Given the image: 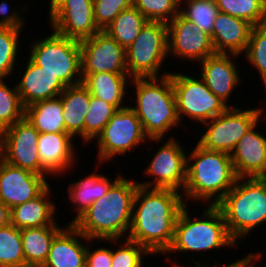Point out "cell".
I'll use <instances>...</instances> for the list:
<instances>
[{"mask_svg": "<svg viewBox=\"0 0 266 267\" xmlns=\"http://www.w3.org/2000/svg\"><path fill=\"white\" fill-rule=\"evenodd\" d=\"M185 205L179 191L138 186L127 239L152 255L164 256L172 245L175 223Z\"/></svg>", "mask_w": 266, "mask_h": 267, "instance_id": "6da1fadb", "label": "cell"}, {"mask_svg": "<svg viewBox=\"0 0 266 267\" xmlns=\"http://www.w3.org/2000/svg\"><path fill=\"white\" fill-rule=\"evenodd\" d=\"M124 174L72 224L91 240L127 239L139 184Z\"/></svg>", "mask_w": 266, "mask_h": 267, "instance_id": "7a4b0ae2", "label": "cell"}, {"mask_svg": "<svg viewBox=\"0 0 266 267\" xmlns=\"http://www.w3.org/2000/svg\"><path fill=\"white\" fill-rule=\"evenodd\" d=\"M193 148L187 153L184 202L216 206L238 179L232 159L228 153L204 149L197 142Z\"/></svg>", "mask_w": 266, "mask_h": 267, "instance_id": "3957f363", "label": "cell"}, {"mask_svg": "<svg viewBox=\"0 0 266 267\" xmlns=\"http://www.w3.org/2000/svg\"><path fill=\"white\" fill-rule=\"evenodd\" d=\"M205 208L201 214L199 213V216L190 214L189 211H193L190 204L181 209L175 223L172 245L164 254L167 255L165 258L170 263L172 262L173 267H178L179 264L174 258L172 260L169 257V254L172 256V253H185V256L192 252L207 256L206 253L211 250L214 252V250L222 248L223 250L224 248H239L228 232L221 210L217 206L207 205Z\"/></svg>", "mask_w": 266, "mask_h": 267, "instance_id": "277c9868", "label": "cell"}, {"mask_svg": "<svg viewBox=\"0 0 266 267\" xmlns=\"http://www.w3.org/2000/svg\"><path fill=\"white\" fill-rule=\"evenodd\" d=\"M130 86L135 87V97L131 94L129 98L135 100L132 101L134 105L131 102L129 107L149 138H166L173 127L178 131L182 124L177 113L171 72L162 77L133 78Z\"/></svg>", "mask_w": 266, "mask_h": 267, "instance_id": "5b68a950", "label": "cell"}, {"mask_svg": "<svg viewBox=\"0 0 266 267\" xmlns=\"http://www.w3.org/2000/svg\"><path fill=\"white\" fill-rule=\"evenodd\" d=\"M216 206L233 240L244 243L254 229L266 224V183L261 177L238 178Z\"/></svg>", "mask_w": 266, "mask_h": 267, "instance_id": "8992f818", "label": "cell"}, {"mask_svg": "<svg viewBox=\"0 0 266 267\" xmlns=\"http://www.w3.org/2000/svg\"><path fill=\"white\" fill-rule=\"evenodd\" d=\"M44 38L32 40L28 57L56 76L66 87L83 82L80 41L62 36L53 29Z\"/></svg>", "mask_w": 266, "mask_h": 267, "instance_id": "52a82bcc", "label": "cell"}, {"mask_svg": "<svg viewBox=\"0 0 266 267\" xmlns=\"http://www.w3.org/2000/svg\"><path fill=\"white\" fill-rule=\"evenodd\" d=\"M168 58L167 24L148 21L126 49L128 75L132 79L168 75L171 71L162 72Z\"/></svg>", "mask_w": 266, "mask_h": 267, "instance_id": "ba28073f", "label": "cell"}, {"mask_svg": "<svg viewBox=\"0 0 266 267\" xmlns=\"http://www.w3.org/2000/svg\"><path fill=\"white\" fill-rule=\"evenodd\" d=\"M244 107H229L224 113L203 123L204 132L199 131L201 137L197 144L207 150L231 154L240 138L265 118L263 105Z\"/></svg>", "mask_w": 266, "mask_h": 267, "instance_id": "9c48e42d", "label": "cell"}, {"mask_svg": "<svg viewBox=\"0 0 266 267\" xmlns=\"http://www.w3.org/2000/svg\"><path fill=\"white\" fill-rule=\"evenodd\" d=\"M192 74L171 71V82L180 122H185L182 121L185 117L200 126L224 113L229 106L214 95L200 77Z\"/></svg>", "mask_w": 266, "mask_h": 267, "instance_id": "30bf717a", "label": "cell"}, {"mask_svg": "<svg viewBox=\"0 0 266 267\" xmlns=\"http://www.w3.org/2000/svg\"><path fill=\"white\" fill-rule=\"evenodd\" d=\"M169 135L172 137L149 138L147 144L151 143L150 146L153 145L152 142L160 144L144 169L145 178L152 179H142L137 183L146 188L173 189L182 193L186 183L187 152L180 140L172 133Z\"/></svg>", "mask_w": 266, "mask_h": 267, "instance_id": "8fae6325", "label": "cell"}, {"mask_svg": "<svg viewBox=\"0 0 266 267\" xmlns=\"http://www.w3.org/2000/svg\"><path fill=\"white\" fill-rule=\"evenodd\" d=\"M148 140L135 112L129 106L119 109L93 142L97 144L96 162L105 164L118 155L121 157L132 153L133 149H139Z\"/></svg>", "mask_w": 266, "mask_h": 267, "instance_id": "7c38bea8", "label": "cell"}, {"mask_svg": "<svg viewBox=\"0 0 266 267\" xmlns=\"http://www.w3.org/2000/svg\"><path fill=\"white\" fill-rule=\"evenodd\" d=\"M168 57L199 63L216 53L212 38L181 13L167 24Z\"/></svg>", "mask_w": 266, "mask_h": 267, "instance_id": "4fadbf2b", "label": "cell"}, {"mask_svg": "<svg viewBox=\"0 0 266 267\" xmlns=\"http://www.w3.org/2000/svg\"><path fill=\"white\" fill-rule=\"evenodd\" d=\"M81 75L84 80L89 74H128L126 49L106 32L100 31L90 38L80 41Z\"/></svg>", "mask_w": 266, "mask_h": 267, "instance_id": "5bb4252c", "label": "cell"}, {"mask_svg": "<svg viewBox=\"0 0 266 267\" xmlns=\"http://www.w3.org/2000/svg\"><path fill=\"white\" fill-rule=\"evenodd\" d=\"M3 161L41 175V163L38 153L39 132L24 117L3 130Z\"/></svg>", "mask_w": 266, "mask_h": 267, "instance_id": "9a60e30c", "label": "cell"}, {"mask_svg": "<svg viewBox=\"0 0 266 267\" xmlns=\"http://www.w3.org/2000/svg\"><path fill=\"white\" fill-rule=\"evenodd\" d=\"M47 18L49 29L77 41L101 31L94 20L93 0H64Z\"/></svg>", "mask_w": 266, "mask_h": 267, "instance_id": "2e32d148", "label": "cell"}, {"mask_svg": "<svg viewBox=\"0 0 266 267\" xmlns=\"http://www.w3.org/2000/svg\"><path fill=\"white\" fill-rule=\"evenodd\" d=\"M239 55L215 53L198 63V69H201L198 75L209 90L225 102L229 107H236V104H230L229 101L235 88L242 83L241 73L238 61ZM235 58V59H234Z\"/></svg>", "mask_w": 266, "mask_h": 267, "instance_id": "e0dca14e", "label": "cell"}, {"mask_svg": "<svg viewBox=\"0 0 266 267\" xmlns=\"http://www.w3.org/2000/svg\"><path fill=\"white\" fill-rule=\"evenodd\" d=\"M49 185L48 176L0 162V200L9 209L34 199Z\"/></svg>", "mask_w": 266, "mask_h": 267, "instance_id": "ac0fdd59", "label": "cell"}, {"mask_svg": "<svg viewBox=\"0 0 266 267\" xmlns=\"http://www.w3.org/2000/svg\"><path fill=\"white\" fill-rule=\"evenodd\" d=\"M73 139L68 133L39 134L37 148L41 163V175L50 177L53 175L55 178V176L58 177V174L63 177L66 173L74 172L75 164L81 158H76L78 157V148Z\"/></svg>", "mask_w": 266, "mask_h": 267, "instance_id": "d6986e66", "label": "cell"}, {"mask_svg": "<svg viewBox=\"0 0 266 267\" xmlns=\"http://www.w3.org/2000/svg\"><path fill=\"white\" fill-rule=\"evenodd\" d=\"M260 123L262 125L263 122L260 120L240 138L230 154L238 178L262 177L266 174V136L257 129Z\"/></svg>", "mask_w": 266, "mask_h": 267, "instance_id": "ffe728a7", "label": "cell"}, {"mask_svg": "<svg viewBox=\"0 0 266 267\" xmlns=\"http://www.w3.org/2000/svg\"><path fill=\"white\" fill-rule=\"evenodd\" d=\"M27 60V61H25ZM24 72L16 83L23 106L60 96L66 86L53 74L42 70L29 57L24 59Z\"/></svg>", "mask_w": 266, "mask_h": 267, "instance_id": "44dd1931", "label": "cell"}, {"mask_svg": "<svg viewBox=\"0 0 266 267\" xmlns=\"http://www.w3.org/2000/svg\"><path fill=\"white\" fill-rule=\"evenodd\" d=\"M88 241L73 224L67 223L55 236L42 267H86Z\"/></svg>", "mask_w": 266, "mask_h": 267, "instance_id": "7402d4cb", "label": "cell"}, {"mask_svg": "<svg viewBox=\"0 0 266 267\" xmlns=\"http://www.w3.org/2000/svg\"><path fill=\"white\" fill-rule=\"evenodd\" d=\"M97 166L99 167H96V170L93 169L90 174H85L80 177L82 179L72 181L67 186L68 201L72 205L70 208H73V213L75 212L69 224H72L94 201L105 195L109 188L123 175L119 170L116 177L112 179L98 171L103 166L102 163H98Z\"/></svg>", "mask_w": 266, "mask_h": 267, "instance_id": "603a6c76", "label": "cell"}, {"mask_svg": "<svg viewBox=\"0 0 266 267\" xmlns=\"http://www.w3.org/2000/svg\"><path fill=\"white\" fill-rule=\"evenodd\" d=\"M253 26L242 19L219 12L212 30V42L216 53L242 56Z\"/></svg>", "mask_w": 266, "mask_h": 267, "instance_id": "cb8c5ba5", "label": "cell"}, {"mask_svg": "<svg viewBox=\"0 0 266 267\" xmlns=\"http://www.w3.org/2000/svg\"><path fill=\"white\" fill-rule=\"evenodd\" d=\"M51 186L50 184L34 199L10 209V223L20 230L47 225H60L61 223L57 222L55 217L59 209L56 207L55 200L52 199L54 195L51 193L53 191V186Z\"/></svg>", "mask_w": 266, "mask_h": 267, "instance_id": "d4e9b609", "label": "cell"}, {"mask_svg": "<svg viewBox=\"0 0 266 267\" xmlns=\"http://www.w3.org/2000/svg\"><path fill=\"white\" fill-rule=\"evenodd\" d=\"M131 79L128 74L106 72L89 74L82 83L92 96L102 99L119 110L129 106L128 86Z\"/></svg>", "mask_w": 266, "mask_h": 267, "instance_id": "484cf974", "label": "cell"}, {"mask_svg": "<svg viewBox=\"0 0 266 267\" xmlns=\"http://www.w3.org/2000/svg\"><path fill=\"white\" fill-rule=\"evenodd\" d=\"M60 96L66 133L74 140L81 138L84 144V121L89 111L91 93L83 83H80L66 87Z\"/></svg>", "mask_w": 266, "mask_h": 267, "instance_id": "4316f807", "label": "cell"}, {"mask_svg": "<svg viewBox=\"0 0 266 267\" xmlns=\"http://www.w3.org/2000/svg\"><path fill=\"white\" fill-rule=\"evenodd\" d=\"M47 225L21 229L25 267H42L55 236L65 227Z\"/></svg>", "mask_w": 266, "mask_h": 267, "instance_id": "83f0119b", "label": "cell"}, {"mask_svg": "<svg viewBox=\"0 0 266 267\" xmlns=\"http://www.w3.org/2000/svg\"><path fill=\"white\" fill-rule=\"evenodd\" d=\"M61 96L35 102L25 108V117L39 133H66Z\"/></svg>", "mask_w": 266, "mask_h": 267, "instance_id": "f1b7e54d", "label": "cell"}, {"mask_svg": "<svg viewBox=\"0 0 266 267\" xmlns=\"http://www.w3.org/2000/svg\"><path fill=\"white\" fill-rule=\"evenodd\" d=\"M147 22L148 20L132 6L123 10L103 31L127 49Z\"/></svg>", "mask_w": 266, "mask_h": 267, "instance_id": "f546056e", "label": "cell"}, {"mask_svg": "<svg viewBox=\"0 0 266 267\" xmlns=\"http://www.w3.org/2000/svg\"><path fill=\"white\" fill-rule=\"evenodd\" d=\"M24 30L0 27V79L10 80L18 68V60L21 53V33ZM20 41V42H19ZM20 51V53H19ZM16 67V68H15Z\"/></svg>", "mask_w": 266, "mask_h": 267, "instance_id": "4dcf8cb0", "label": "cell"}, {"mask_svg": "<svg viewBox=\"0 0 266 267\" xmlns=\"http://www.w3.org/2000/svg\"><path fill=\"white\" fill-rule=\"evenodd\" d=\"M220 12L249 22L252 26L266 23V0H215Z\"/></svg>", "mask_w": 266, "mask_h": 267, "instance_id": "1f68e13d", "label": "cell"}, {"mask_svg": "<svg viewBox=\"0 0 266 267\" xmlns=\"http://www.w3.org/2000/svg\"><path fill=\"white\" fill-rule=\"evenodd\" d=\"M116 111L113 105L91 95L89 111L84 121V146L93 144Z\"/></svg>", "mask_w": 266, "mask_h": 267, "instance_id": "d6a6232c", "label": "cell"}, {"mask_svg": "<svg viewBox=\"0 0 266 267\" xmlns=\"http://www.w3.org/2000/svg\"><path fill=\"white\" fill-rule=\"evenodd\" d=\"M215 0H181L180 13L210 36L219 13Z\"/></svg>", "mask_w": 266, "mask_h": 267, "instance_id": "836d02e7", "label": "cell"}, {"mask_svg": "<svg viewBox=\"0 0 266 267\" xmlns=\"http://www.w3.org/2000/svg\"><path fill=\"white\" fill-rule=\"evenodd\" d=\"M0 267H25L21 230L11 223L0 229Z\"/></svg>", "mask_w": 266, "mask_h": 267, "instance_id": "e575fe53", "label": "cell"}, {"mask_svg": "<svg viewBox=\"0 0 266 267\" xmlns=\"http://www.w3.org/2000/svg\"><path fill=\"white\" fill-rule=\"evenodd\" d=\"M12 84L14 87L9 82H5V79H0V129L2 130L25 117V107L17 86Z\"/></svg>", "mask_w": 266, "mask_h": 267, "instance_id": "d590c367", "label": "cell"}, {"mask_svg": "<svg viewBox=\"0 0 266 267\" xmlns=\"http://www.w3.org/2000/svg\"><path fill=\"white\" fill-rule=\"evenodd\" d=\"M110 243L112 247V264L111 267H143L144 262L152 254L143 246H140L137 242L130 241L128 239L117 240H99V242ZM145 258V259H144Z\"/></svg>", "mask_w": 266, "mask_h": 267, "instance_id": "8d00e7d4", "label": "cell"}, {"mask_svg": "<svg viewBox=\"0 0 266 267\" xmlns=\"http://www.w3.org/2000/svg\"><path fill=\"white\" fill-rule=\"evenodd\" d=\"M242 55L256 69L266 89V23L253 26L249 43Z\"/></svg>", "mask_w": 266, "mask_h": 267, "instance_id": "74e56055", "label": "cell"}, {"mask_svg": "<svg viewBox=\"0 0 266 267\" xmlns=\"http://www.w3.org/2000/svg\"><path fill=\"white\" fill-rule=\"evenodd\" d=\"M133 6L148 21L165 24L180 13V0H133Z\"/></svg>", "mask_w": 266, "mask_h": 267, "instance_id": "f35d334b", "label": "cell"}, {"mask_svg": "<svg viewBox=\"0 0 266 267\" xmlns=\"http://www.w3.org/2000/svg\"><path fill=\"white\" fill-rule=\"evenodd\" d=\"M133 6V0H93L94 20L103 31L123 11Z\"/></svg>", "mask_w": 266, "mask_h": 267, "instance_id": "ab89813d", "label": "cell"}, {"mask_svg": "<svg viewBox=\"0 0 266 267\" xmlns=\"http://www.w3.org/2000/svg\"><path fill=\"white\" fill-rule=\"evenodd\" d=\"M8 0H1L0 1V27H10L15 29L23 30L25 29L26 19L23 17L26 13V9L28 4L25 3L24 7H20L19 9H13L9 4ZM27 5V7H25ZM18 10V11H17Z\"/></svg>", "mask_w": 266, "mask_h": 267, "instance_id": "60d3db41", "label": "cell"}, {"mask_svg": "<svg viewBox=\"0 0 266 267\" xmlns=\"http://www.w3.org/2000/svg\"><path fill=\"white\" fill-rule=\"evenodd\" d=\"M99 240L89 239L86 250V267H111L112 264V246L111 248L99 247L94 249L91 244L98 243ZM93 248V249H92Z\"/></svg>", "mask_w": 266, "mask_h": 267, "instance_id": "b9f144b4", "label": "cell"}, {"mask_svg": "<svg viewBox=\"0 0 266 267\" xmlns=\"http://www.w3.org/2000/svg\"><path fill=\"white\" fill-rule=\"evenodd\" d=\"M255 253L254 252H249L248 254L244 255L243 257L239 258L238 260L235 261H231V263L226 264L225 266L222 265V262H214V266L213 264H210L209 262H205L206 259H204V261L202 262L201 260H194L196 259L195 257L190 258L191 263L189 266L193 267L192 265L195 264L194 267H242ZM193 262V264H192ZM205 262V263H204ZM181 262V264L178 267H189L188 264L186 263V265H184V263ZM209 263V264H208Z\"/></svg>", "mask_w": 266, "mask_h": 267, "instance_id": "7bdbcfd3", "label": "cell"}, {"mask_svg": "<svg viewBox=\"0 0 266 267\" xmlns=\"http://www.w3.org/2000/svg\"><path fill=\"white\" fill-rule=\"evenodd\" d=\"M10 224V209L0 200V229Z\"/></svg>", "mask_w": 266, "mask_h": 267, "instance_id": "ee69618b", "label": "cell"}, {"mask_svg": "<svg viewBox=\"0 0 266 267\" xmlns=\"http://www.w3.org/2000/svg\"><path fill=\"white\" fill-rule=\"evenodd\" d=\"M262 257H264V253H262L261 251H257L242 267H260V264L259 266L256 265H258V261L260 263Z\"/></svg>", "mask_w": 266, "mask_h": 267, "instance_id": "f6af8a7d", "label": "cell"}, {"mask_svg": "<svg viewBox=\"0 0 266 267\" xmlns=\"http://www.w3.org/2000/svg\"><path fill=\"white\" fill-rule=\"evenodd\" d=\"M64 0H50L49 5L47 6L49 8V12L47 13L48 16L63 2Z\"/></svg>", "mask_w": 266, "mask_h": 267, "instance_id": "bcb514c9", "label": "cell"}, {"mask_svg": "<svg viewBox=\"0 0 266 267\" xmlns=\"http://www.w3.org/2000/svg\"><path fill=\"white\" fill-rule=\"evenodd\" d=\"M3 149H4V134L3 130L0 129V162L3 161Z\"/></svg>", "mask_w": 266, "mask_h": 267, "instance_id": "7dc6e473", "label": "cell"}, {"mask_svg": "<svg viewBox=\"0 0 266 267\" xmlns=\"http://www.w3.org/2000/svg\"><path fill=\"white\" fill-rule=\"evenodd\" d=\"M261 178H262V179L264 180V182L266 183V174L263 175Z\"/></svg>", "mask_w": 266, "mask_h": 267, "instance_id": "c3c4849f", "label": "cell"}, {"mask_svg": "<svg viewBox=\"0 0 266 267\" xmlns=\"http://www.w3.org/2000/svg\"><path fill=\"white\" fill-rule=\"evenodd\" d=\"M265 92H266V89H265ZM266 103V102H265ZM266 105V104H265ZM264 110H265V119H266V108H264Z\"/></svg>", "mask_w": 266, "mask_h": 267, "instance_id": "681fc988", "label": "cell"}]
</instances>
